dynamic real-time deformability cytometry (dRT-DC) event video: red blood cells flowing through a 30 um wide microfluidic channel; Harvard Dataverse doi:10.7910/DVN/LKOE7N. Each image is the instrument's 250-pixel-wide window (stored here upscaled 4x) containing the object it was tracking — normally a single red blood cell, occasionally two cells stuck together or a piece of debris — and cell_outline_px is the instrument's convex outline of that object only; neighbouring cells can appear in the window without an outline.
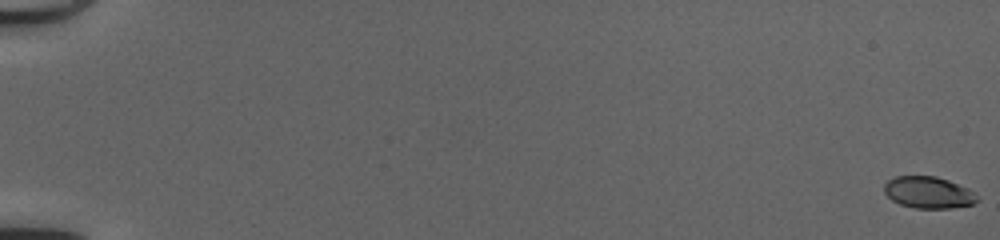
{"species": "common noctule bat (a hibernating species)", "species_latin": "Nyctalus noctula", "temperature_condition": "cold", "stored_images_in_passage": 52, "camera_frame_rate_fps": 3000, "um_per_image_px": 0.085, "animal": {"sex": "female", "body_mass_g": 20.0, "forearm_length_mm": 54.0}, "frame": {"image": 1, "passage_image": 1, "time_ms": 0.0, "image_size_px": [1000, 240], "cell_outline_px": [[980, 200], [972, 204], [952, 208], [916, 208], [900, 204], [892, 200], [884, 192], [884, 184], [888, 180], [896, 176], [936, 176], [948, 180], [968, 188]], "centroid_in_image_um": [78.91, 16.35], "position_along_channel_um": 6.1, "area_um2": 17.11}}
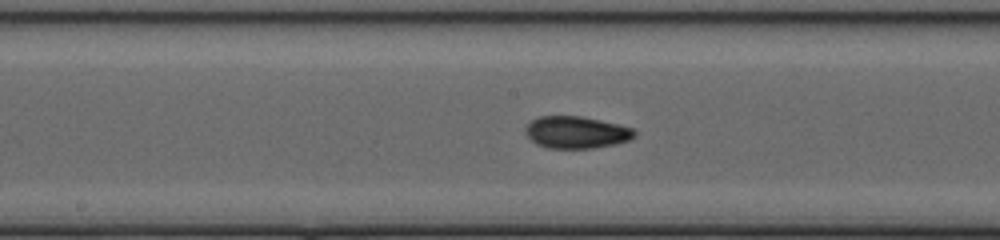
{"frame": {"image": 2, "passage_image": 30, "time_ms": 9.667, "image_size_px": [1000, 240], "cell_outline_px": [[636, 136], [628, 140], [616, 144], [592, 148], [548, 148], [536, 144], [528, 136], [524, 128], [532, 120], [540, 116], [580, 116], [600, 120], [632, 128], [636, 132]], "centroid_in_image_um": [48.98, 11.25], "position_along_channel_um": 199.2, "area_um2": 20.23}}
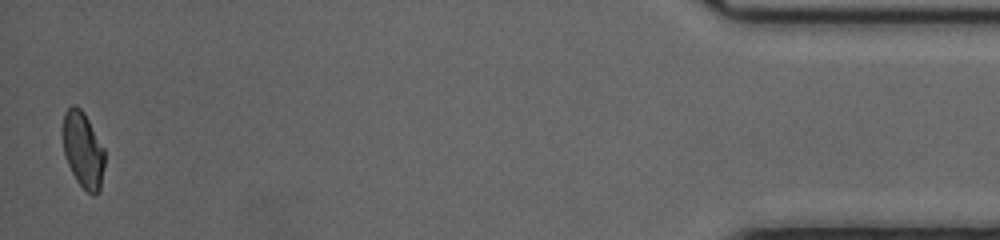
{"frame": {"image": 3, "passage_image": 52, "time_ms": 17.0, "image_size_px": [1000, 240], "cell_outline_px": [[104, 168], [100, 188], [96, 196], [92, 196], [76, 180], [68, 164], [64, 152], [64, 112], [72, 104], [76, 104], [84, 112], [104, 148]], "centroid_in_image_um": [7.08, 12.74], "position_along_channel_um": 428.1, "area_um2": 18.32}, "authors_computed_cell_mechanics": {"area_um2": 18.9873, "velocity_mm_per_s": 4.182, "shape_relaxation_time_tau1_ms": 5.4319, "shape_relaxation_time_tau2_ms": 1.2231, "deformation_change_tau1": 0.1617, "deformation_change_tau2": 0.0482}}